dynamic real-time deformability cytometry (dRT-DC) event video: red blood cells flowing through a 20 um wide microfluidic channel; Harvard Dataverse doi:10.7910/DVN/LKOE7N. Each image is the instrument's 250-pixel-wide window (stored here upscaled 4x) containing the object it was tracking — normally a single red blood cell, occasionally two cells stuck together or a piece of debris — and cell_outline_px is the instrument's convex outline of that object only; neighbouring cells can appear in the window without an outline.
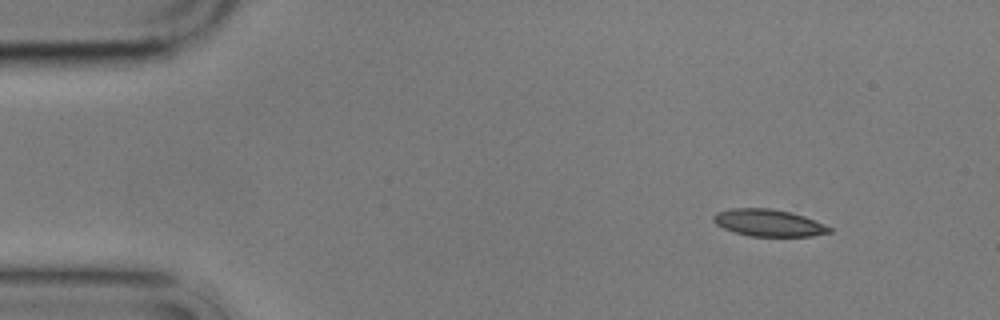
{"species": "common noctule bat (a hibernating species)", "species_latin": "Nyctalus noctula", "temperature_condition": "cold", "stored_images_in_passage": 5, "camera_frame_rate_fps": 3000, "um_per_image_px": 0.085, "animal": {"sex": "male", "body_mass_g": 17.9}, "frame": {"image": 1, "passage_image": 1, "time_ms": 0.0, "image_size_px": [1000, 320], "cell_outline_px": [[832, 232], [812, 236], [748, 236], [724, 228], [716, 224], [712, 220], [712, 216], [716, 212], [732, 208], [772, 208], [792, 212], [804, 216], [824, 224], [832, 228]], "centroid_in_image_um": [65.33, 18.93], "position_along_channel_um": 19.7, "area_um2": 18.32}}
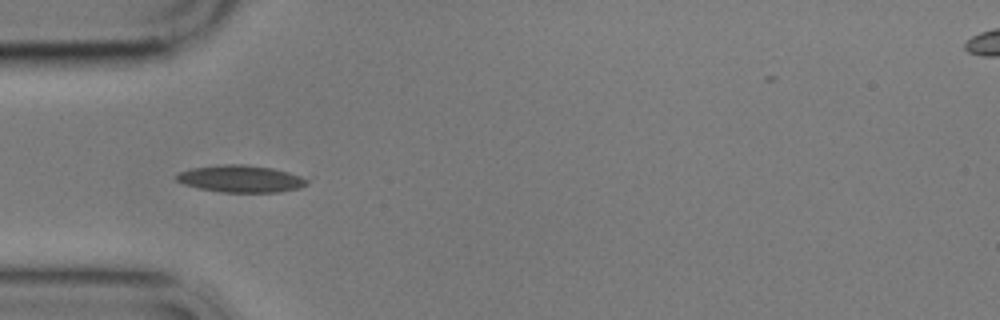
{"frame": {"image": 2, "passage_image": 4, "time_ms": 3.667, "image_size_px": [1000, 320], "cell_outline_px": [[312, 176], [308, 184], [300, 188], [280, 192], [220, 192], [200, 188], [184, 184], [176, 180], [176, 176], [180, 172], [192, 168], [224, 164], [244, 164], [272, 168]], "centroid_in_image_um": [20.61, 15.19], "position_along_channel_um": 64.4, "area_um2": 20.98}}
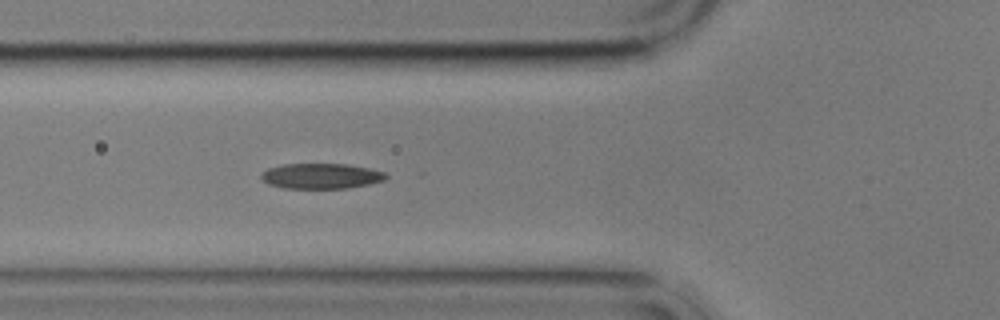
{"frame": {"image": 3, "passage_image": 5, "time_ms": 4.667, "image_size_px": [1000, 320], "cell_outline_px": [[388, 176], [384, 180], [368, 184], [348, 188], [284, 188], [268, 184], [260, 176], [260, 172], [268, 168], [284, 164], [348, 164], [372, 168], [384, 172]], "centroid_in_image_um": [27.3, 14.95], "position_along_channel_um": 98.5, "area_um2": 18.5}}